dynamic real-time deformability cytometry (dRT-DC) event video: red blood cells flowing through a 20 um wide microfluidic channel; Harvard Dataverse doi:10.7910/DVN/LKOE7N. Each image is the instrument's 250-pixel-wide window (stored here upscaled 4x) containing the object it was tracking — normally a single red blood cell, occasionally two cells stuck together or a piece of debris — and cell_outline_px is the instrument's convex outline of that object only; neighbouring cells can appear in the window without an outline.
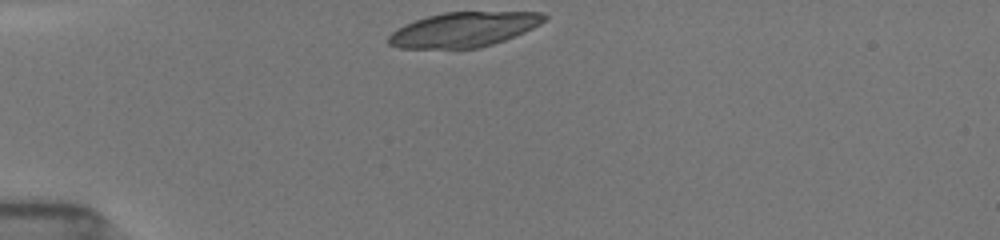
{"species": "common noctule bat (a hibernating species)", "species_latin": "Nyctalus noctula", "temperature_condition": "room temperature", "stored_images_in_passage": 35, "camera_frame_rate_fps": 3000, "um_per_image_px": 0.085, "animal": {"sex": "female", "body_mass_g": 19.5, "forearm_length_mm": 54.1}, "frame": {"image": 1, "passage_image": 1, "time_ms": 0.0, "image_size_px": [1000, 240], "cell_outline_px": [[548, 16], [540, 24], [524, 32], [504, 40], [480, 48], [400, 48], [388, 44], [388, 36], [392, 32], [404, 24], [428, 16], [444, 12], [540, 12]], "centroid_in_image_um": [39.4, 2.51], "position_along_channel_um": 45.6, "area_um2": 31.33}}